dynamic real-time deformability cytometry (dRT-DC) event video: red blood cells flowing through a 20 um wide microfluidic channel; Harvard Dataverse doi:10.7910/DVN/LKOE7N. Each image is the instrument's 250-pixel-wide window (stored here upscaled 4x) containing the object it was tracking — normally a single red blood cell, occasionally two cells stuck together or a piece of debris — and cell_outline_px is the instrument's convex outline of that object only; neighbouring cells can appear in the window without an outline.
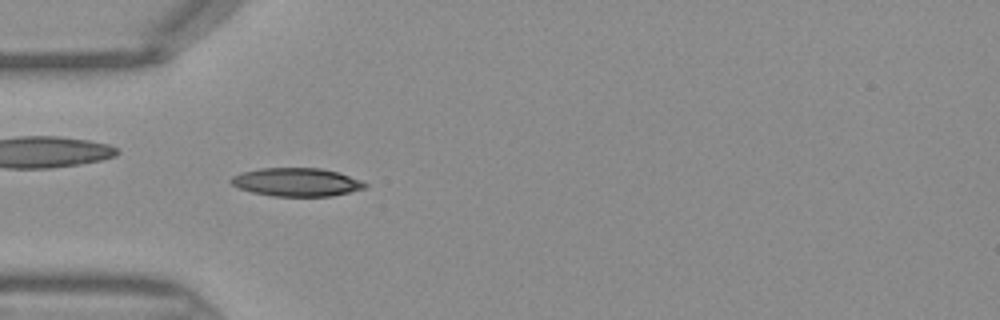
{"species": "Egyptian fruit bat (a non-hibernating species)", "species_latin": "Rousettus aegyptiacus", "temperature_condition": "warm", "stored_images_in_passage": 32, "camera_frame_rate_fps": 3000, "um_per_image_px": 0.085, "frame": {"image": 1, "passage_image": 1, "time_ms": 0.0, "image_size_px": [1000, 320], "cell_outline_px": [[368, 184], [364, 188], [332, 196], [272, 196], [252, 192], [240, 188], [232, 184], [228, 180], [232, 176], [240, 172], [260, 168], [320, 168], [340, 172], [360, 180]], "centroid_in_image_um": [25.18, 15.47], "position_along_channel_um": 59.8, "area_um2": 22.14}}
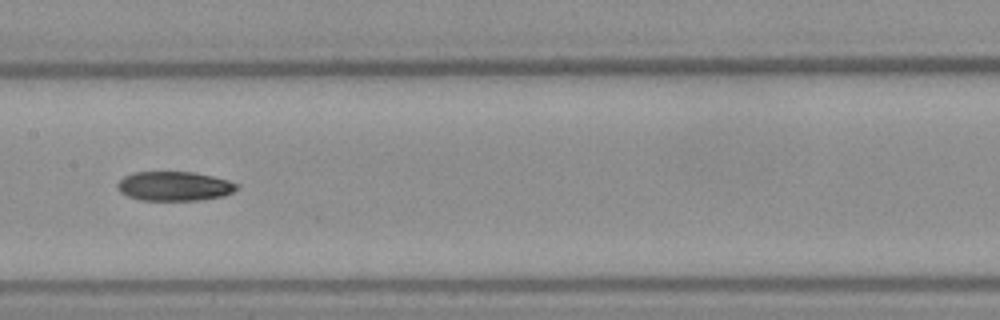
{"frame": {"image": 2, "passage_image": 10, "time_ms": 3.0, "image_size_px": [1000, 320], "cell_outline_px": [[240, 188], [224, 196], [200, 200], [140, 200], [128, 196], [120, 192], [116, 188], [116, 184], [124, 176], [132, 172], [192, 172], [212, 176], [228, 180], [240, 184]], "centroid_in_image_um": [14.83, 15.82], "position_along_channel_um": 192.6, "area_um2": 20.58}}
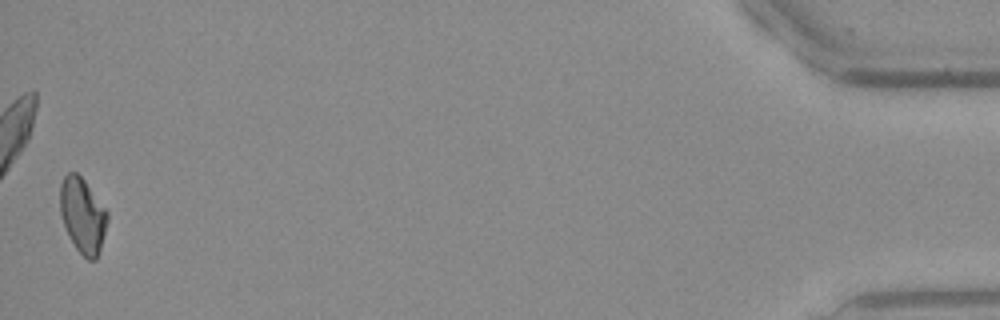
{"frame": {"image": 3, "passage_image": 32, "time_ms": 10.333, "image_size_px": [1000, 320], "cell_outline_px": [[108, 220], [100, 252], [96, 260], [88, 260], [76, 248], [64, 224], [60, 212], [60, 184], [64, 176], [68, 172], [76, 172], [84, 180], [108, 212]], "centroid_in_image_um": [7.04, 18.31], "position_along_channel_um": 428.2, "area_um2": 20.52}}